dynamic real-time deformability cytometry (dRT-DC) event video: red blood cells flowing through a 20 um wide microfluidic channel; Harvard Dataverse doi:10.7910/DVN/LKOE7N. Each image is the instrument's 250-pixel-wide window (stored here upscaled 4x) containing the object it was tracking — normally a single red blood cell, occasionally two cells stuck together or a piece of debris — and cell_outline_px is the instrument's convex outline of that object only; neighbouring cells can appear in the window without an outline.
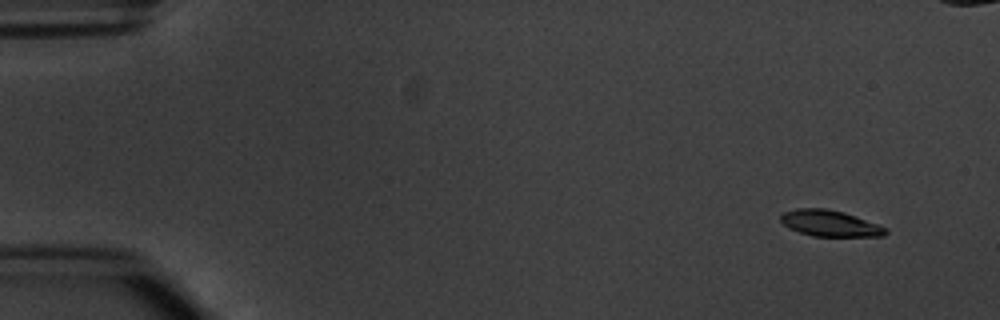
{"species": "common noctule bat (a hibernating species)", "species_latin": "Nyctalus noctula", "temperature_condition": "warm", "stored_images_in_passage": 9, "camera_frame_rate_fps": 3000, "um_per_image_px": 0.085, "animal": {"sex": "male", "body_mass_g": 20.1, "forearm_length_mm": 53.5}, "frame": {"image": 1, "passage_image": 1, "time_ms": 0.0, "image_size_px": [1000, 320], "cell_outline_px": [[888, 232], [884, 236], [812, 236], [788, 228], [780, 220], [780, 216], [784, 212], [796, 208], [824, 208], [844, 212], [888, 228]], "centroid_in_image_um": [70.54, 18.98], "position_along_channel_um": 14.5, "area_um2": 15.95}}
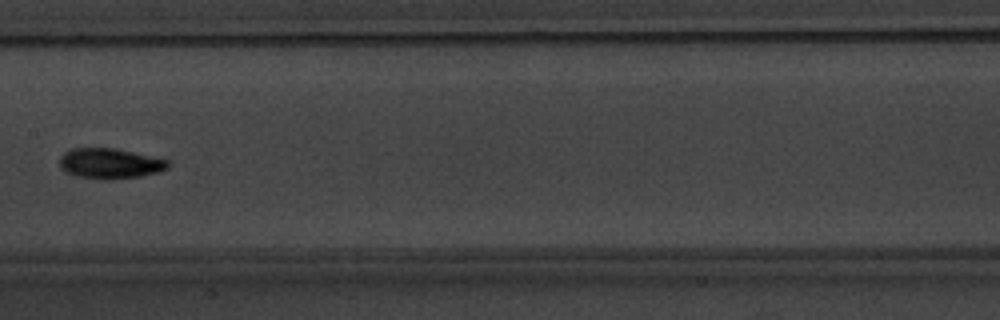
{"frame": {"image": 2, "passage_image": 8, "time_ms": 8.0, "image_size_px": [1000, 320], "cell_outline_px": [[172, 164], [168, 168], [156, 172], [140, 176], [108, 180], [104, 180], [76, 176], [64, 172], [60, 168], [60, 156], [68, 148], [116, 148], [152, 156], [168, 160]], "centroid_in_image_um": [9.31, 13.89], "position_along_channel_um": 198.1, "area_um2": 19.42}}